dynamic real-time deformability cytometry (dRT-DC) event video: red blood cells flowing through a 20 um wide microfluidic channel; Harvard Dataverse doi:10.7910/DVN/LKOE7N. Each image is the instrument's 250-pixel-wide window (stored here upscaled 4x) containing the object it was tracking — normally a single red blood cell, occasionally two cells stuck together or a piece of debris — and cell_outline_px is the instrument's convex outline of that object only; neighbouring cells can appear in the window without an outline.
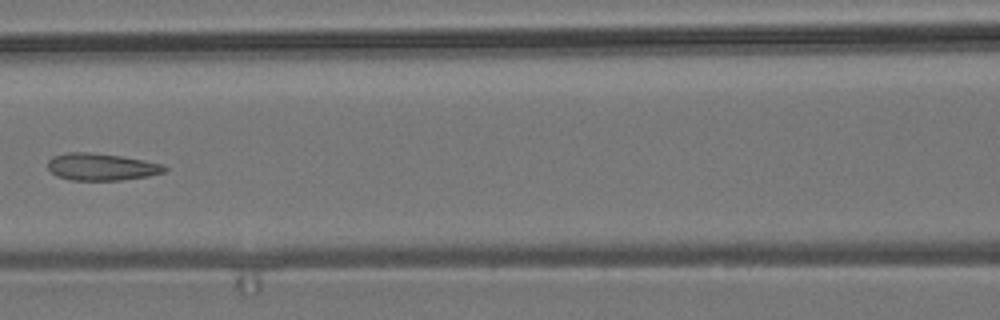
{"species": "common noctule bat (a hibernating species)", "species_latin": "Nyctalus noctula", "temperature_condition": "room temperature", "stored_images_in_passage": 6, "camera_frame_rate_fps": 3000, "um_per_image_px": 0.085, "animal": {"sex": "male", "body_mass_g": 19.2, "forearm_length_mm": 51.8}, "frame": {"image": 1, "passage_image": 5, "time_ms": 6.0, "image_size_px": [1000, 320], "cell_outline_px": [[168, 168], [164, 172], [148, 176], [120, 180], [72, 180], [56, 176], [48, 168], [48, 160], [52, 156], [68, 152], [88, 152], [120, 156], [164, 164]], "centroid_in_image_um": [8.61, 14.18], "position_along_channel_um": 158.0, "area_um2": 18.38}}
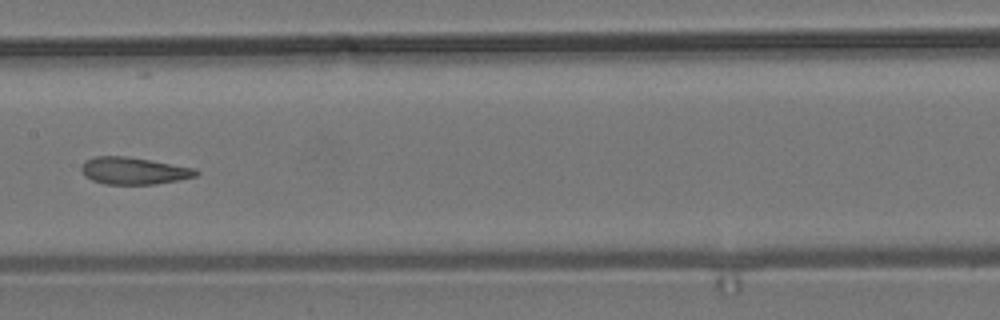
{"frame": {"image": 2, "passage_image": 6, "time_ms": 7.0, "image_size_px": [1000, 320], "cell_outline_px": [[200, 172], [196, 176], [180, 180], [156, 184], [104, 184], [92, 180], [84, 176], [80, 168], [88, 160], [96, 156], [124, 156], [196, 168]], "centroid_in_image_um": [11.39, 14.53], "position_along_channel_um": 196.0, "area_um2": 17.98}}